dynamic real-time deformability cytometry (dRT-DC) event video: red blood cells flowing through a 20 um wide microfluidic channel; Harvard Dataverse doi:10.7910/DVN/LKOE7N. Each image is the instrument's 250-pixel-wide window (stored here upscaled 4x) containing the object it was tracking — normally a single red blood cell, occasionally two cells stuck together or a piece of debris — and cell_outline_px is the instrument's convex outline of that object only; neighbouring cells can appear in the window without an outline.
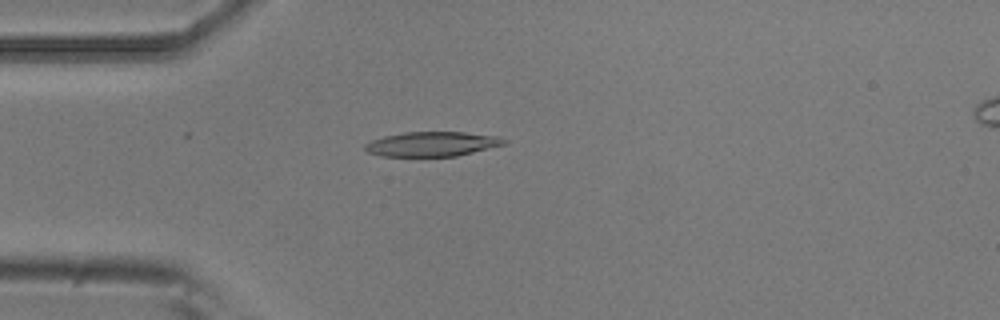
{"species": "common noctule bat (a hibernating species)", "species_latin": "Nyctalus noctula", "temperature_condition": "room temperature", "stored_images_in_passage": 5, "camera_frame_rate_fps": 3000, "um_per_image_px": 0.085, "animal": {"sex": "male", "body_mass_g": 20.5, "forearm_length_mm": 52.5}, "frame": {"image": 1, "passage_image": 4, "time_ms": 1.0, "image_size_px": [1000, 320], "cell_outline_px": [[508, 140], [504, 144], [456, 156], [380, 156], [368, 152], [364, 148], [364, 144], [372, 140], [384, 136], [404, 132], [464, 132], [500, 136]], "centroid_in_image_um": [36.71, 12.23], "position_along_channel_um": 48.3, "area_um2": 19.88}}